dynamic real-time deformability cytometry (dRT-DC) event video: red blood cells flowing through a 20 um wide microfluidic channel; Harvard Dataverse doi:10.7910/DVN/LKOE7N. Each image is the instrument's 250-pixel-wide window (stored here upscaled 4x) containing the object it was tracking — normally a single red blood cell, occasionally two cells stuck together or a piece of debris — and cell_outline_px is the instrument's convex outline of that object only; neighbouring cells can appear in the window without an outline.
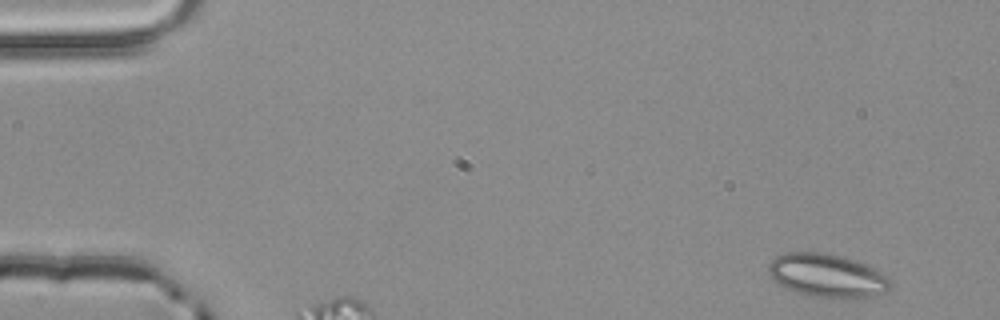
{"species": "common noctule bat (a hibernating species)", "species_latin": "Nyctalus noctula", "temperature_condition": "room temperature", "stored_images_in_passage": 4, "camera_frame_rate_fps": 3000, "um_per_image_px": 0.085, "animal": {"sex": "male", "body_mass_g": 20.4}, "frame": {"image": 1, "passage_image": 1, "time_ms": 0.0, "image_size_px": [1000, 320], "cell_outline_px": [[892, 288], [888, 292], [864, 300], [808, 296], [788, 288], [780, 284], [768, 272], [768, 264], [776, 256], [788, 252], [820, 252], [840, 256], [856, 260], [888, 276], [892, 280]], "centroid_in_image_um": [70.4, 23.46], "position_along_channel_um": 14.6, "area_um2": 31.27}}